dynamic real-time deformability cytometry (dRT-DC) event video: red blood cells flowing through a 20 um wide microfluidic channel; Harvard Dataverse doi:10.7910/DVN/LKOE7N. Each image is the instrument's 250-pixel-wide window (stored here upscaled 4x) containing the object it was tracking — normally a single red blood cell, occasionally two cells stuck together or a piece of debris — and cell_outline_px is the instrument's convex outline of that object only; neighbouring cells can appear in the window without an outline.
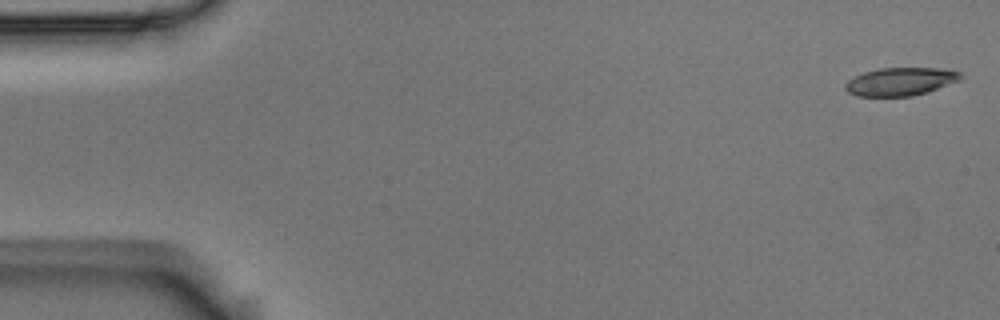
{"species": "Egyptian fruit bat (a non-hibernating species)", "species_latin": "Rousettus aegyptiacus", "temperature_condition": "room temperature", "stored_images_in_passage": 4, "camera_frame_rate_fps": 3000, "um_per_image_px": 0.085, "animal": {"sex": "male"}, "frame": {"image": 1, "passage_image": 1, "time_ms": 0.0, "image_size_px": [1000, 320], "cell_outline_px": [[964, 76], [960, 80], [928, 92], [912, 96], [856, 96], [848, 92], [844, 88], [844, 84], [848, 80], [864, 72], [880, 68], [940, 68], [960, 72]], "centroid_in_image_um": [76.55, 6.93], "position_along_channel_um": 8.5, "area_um2": 18.9}}